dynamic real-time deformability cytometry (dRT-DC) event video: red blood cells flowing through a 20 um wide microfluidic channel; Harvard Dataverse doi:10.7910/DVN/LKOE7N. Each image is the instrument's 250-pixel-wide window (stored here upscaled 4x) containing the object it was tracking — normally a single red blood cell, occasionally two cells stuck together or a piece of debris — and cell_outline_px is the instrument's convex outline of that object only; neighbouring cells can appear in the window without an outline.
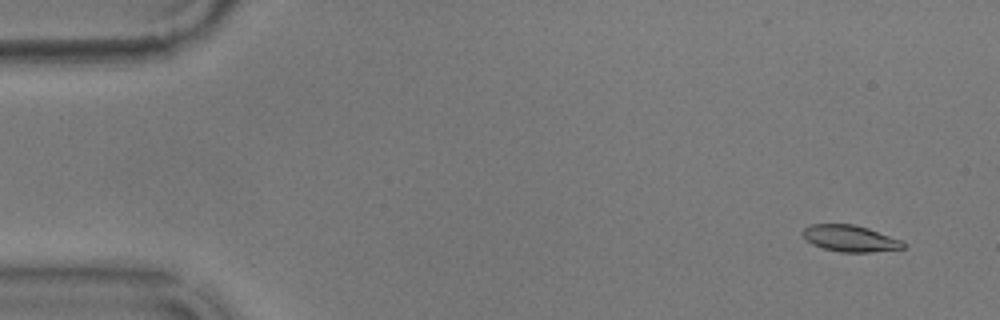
{"species": "common noctule bat (a hibernating species)", "species_latin": "Nyctalus noctula", "temperature_condition": "warm", "stored_images_in_passage": 57, "camera_frame_rate_fps": 3000, "um_per_image_px": 0.085, "animal": {"sex": "male", "body_mass_g": 17.9}, "frame": {"image": 1, "passage_image": 4, "time_ms": 1.0, "image_size_px": [1000, 320], "cell_outline_px": [[904, 248], [868, 252], [840, 252], [824, 248], [812, 244], [800, 232], [804, 228], [812, 224], [852, 224], [868, 228], [900, 240], [904, 244]], "centroid_in_image_um": [72.22, 20.26], "position_along_channel_um": 12.8, "area_um2": 15.2}}
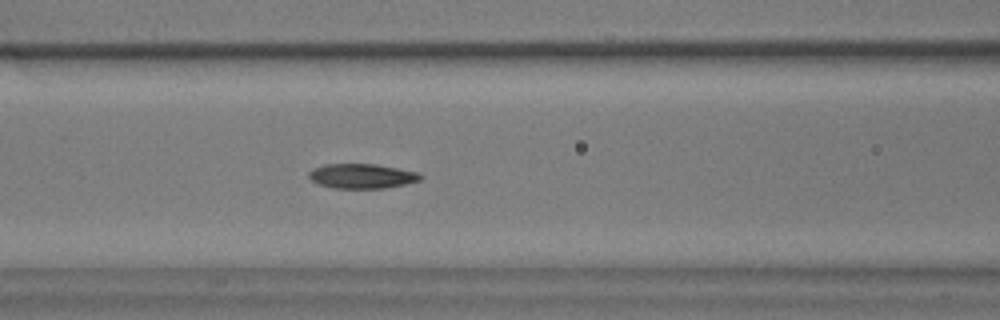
{"frame": {"image": 2, "passage_image": 24, "time_ms": 7.667, "image_size_px": [1000, 320], "cell_outline_px": [[424, 176], [420, 180], [404, 184], [384, 188], [332, 188], [316, 184], [308, 176], [308, 172], [312, 168], [324, 164], [376, 164], [420, 172]], "centroid_in_image_um": [30.74, 14.96], "position_along_channel_um": 135.9, "area_um2": 16.24}}
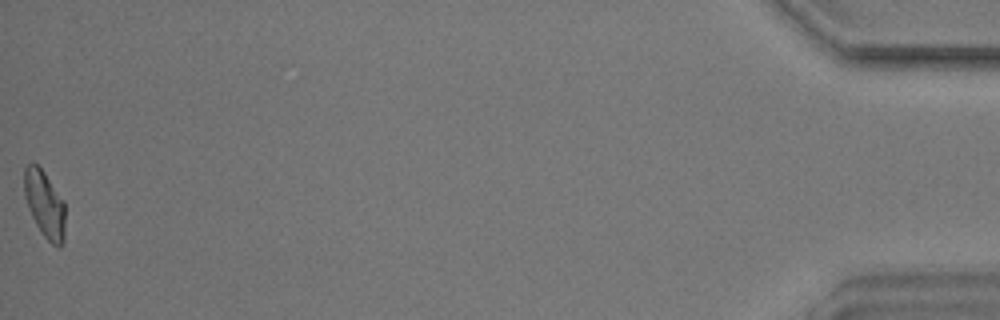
{"frame": {"image": 3, "passage_image": 57, "time_ms": 18.667, "image_size_px": [1000, 320], "cell_outline_px": [[64, 240], [60, 248], [56, 248], [40, 232], [28, 208], [24, 196], [24, 168], [28, 164], [36, 164], [44, 172], [64, 200]], "centroid_in_image_um": [3.79, 17.38], "position_along_channel_um": 431.4, "area_um2": 16.01}, "authors_computed_cell_mechanics": {"area_um2": 16.0106, "velocity_mm_per_s": 3.5831, "shape_relaxation_time_tau1_ms": 6.8205, "shape_relaxation_time_tau2_ms": 5.2248, "deformation_change_tau1": 0.1805, "deformation_change_tau2": 0.1082}}